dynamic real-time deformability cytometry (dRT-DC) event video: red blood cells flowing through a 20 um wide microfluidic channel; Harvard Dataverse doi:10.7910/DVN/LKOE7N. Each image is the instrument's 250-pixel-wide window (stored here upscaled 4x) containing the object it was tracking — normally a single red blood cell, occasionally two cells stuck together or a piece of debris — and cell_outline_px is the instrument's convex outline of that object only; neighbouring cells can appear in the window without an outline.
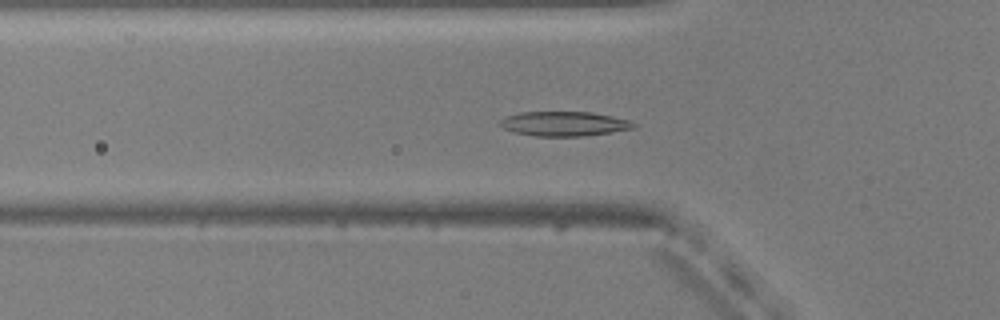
{"species": "common noctule bat (a hibernating species)", "species_latin": "Nyctalus noctula", "temperature_condition": "warm", "stored_images_in_passage": 54, "camera_frame_rate_fps": 3000, "um_per_image_px": 0.085, "animal": {"sex": "male", "body_mass_g": 20.5, "forearm_length_mm": 52.5}, "frame": {"image": 1, "passage_image": 18, "time_ms": 5.667, "image_size_px": [1000, 320], "cell_outline_px": [[636, 128], [584, 136], [536, 136], [516, 132], [504, 128], [500, 124], [500, 120], [508, 116], [520, 112], [592, 112], [612, 116], [628, 120], [636, 124]], "centroid_in_image_um": [47.98, 10.52], "position_along_channel_um": 77.8, "area_um2": 18.9}}
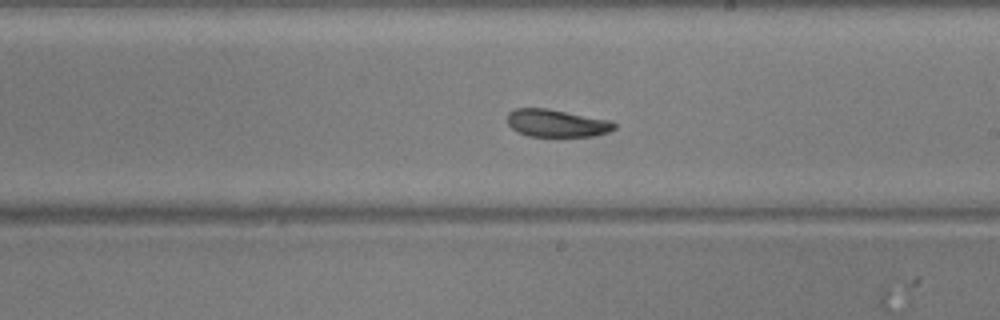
{"frame": {"image": 2, "passage_image": 31, "time_ms": 10.0, "image_size_px": [1000, 320], "cell_outline_px": [[616, 128], [608, 132], [596, 136], [528, 136], [516, 132], [508, 124], [508, 112], [516, 108], [548, 108], [612, 120], [616, 124]], "centroid_in_image_um": [47.34, 10.46], "position_along_channel_um": 241.7, "area_um2": 17.4}}
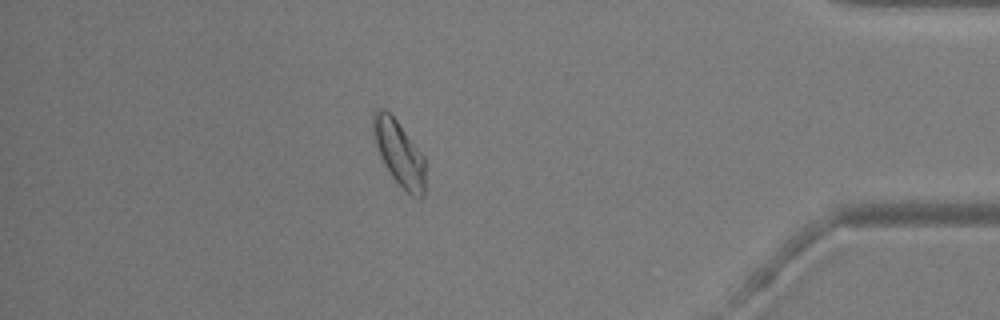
{"frame": {"image": 3, "passage_image": 47, "time_ms": 15.333, "image_size_px": [1000, 320], "cell_outline_px": [[424, 196], [412, 196], [392, 176], [384, 164], [380, 156], [376, 144], [372, 128], [372, 112], [376, 108], [384, 108], [396, 120], [424, 156]], "centroid_in_image_um": [33.89, 12.96], "position_along_channel_um": 401.3, "area_um2": 19.36}, "authors_computed_cell_mechanics": {"area_um2": 18.9873, "velocity_mm_per_s": 3.7588, "shape_relaxation_time_tau1_ms": 5.6197, "shape_relaxation_time_tau2_ms": 5.1902, "deformation_change_tau1": 0.1382, "deformation_change_tau2": 0.1235}}